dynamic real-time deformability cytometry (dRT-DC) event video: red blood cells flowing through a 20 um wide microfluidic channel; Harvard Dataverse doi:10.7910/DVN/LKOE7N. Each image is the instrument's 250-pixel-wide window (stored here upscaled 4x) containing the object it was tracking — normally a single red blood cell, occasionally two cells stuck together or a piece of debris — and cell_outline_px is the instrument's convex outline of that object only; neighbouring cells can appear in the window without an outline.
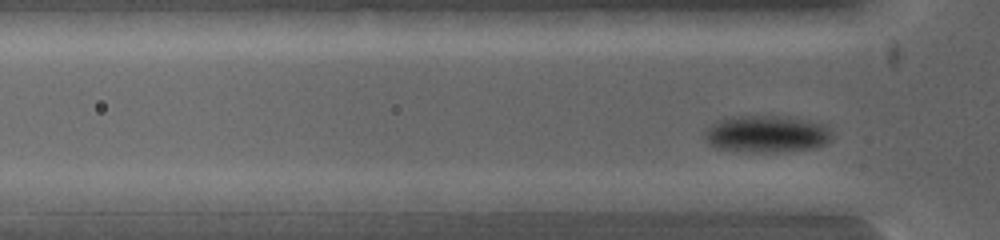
{"species": "common noctule bat (a hibernating species)", "species_latin": "Nyctalus noctula", "temperature_condition": "warm", "stored_images_in_passage": 6, "camera_frame_rate_fps": 5000, "um_per_image_px": 0.085, "animal": {"sex": "female", "body_mass_g": 19.0, "forearm_length_mm": 53.3}, "frame": {"image": 1, "passage_image": 6, "time_ms": 1.0, "image_size_px": [1000, 240], "cell_outline_px": [[832, 140], [824, 144], [812, 148], [776, 152], [724, 148], [712, 144], [704, 136], [704, 128], [716, 120], [740, 116], [788, 116], [808, 120], [824, 124], [832, 132]], "centroid_in_image_um": [65.22, 11.35], "position_along_channel_um": 60.6, "area_um2": 26.99}}